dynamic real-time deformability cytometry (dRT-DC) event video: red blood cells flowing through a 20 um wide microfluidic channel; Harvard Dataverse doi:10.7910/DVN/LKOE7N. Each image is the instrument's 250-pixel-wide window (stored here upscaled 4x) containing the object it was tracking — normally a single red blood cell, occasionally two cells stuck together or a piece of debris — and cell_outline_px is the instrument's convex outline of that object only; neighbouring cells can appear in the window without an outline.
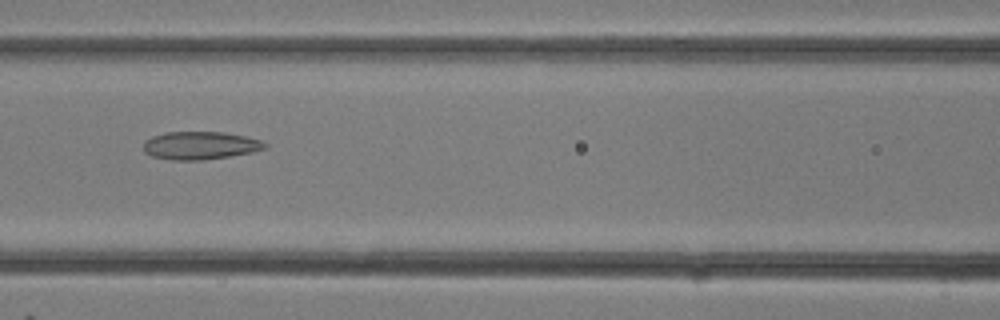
{"species": "common noctule bat (a hibernating species)", "species_latin": "Nyctalus noctula", "temperature_condition": "room temperature", "stored_images_in_passage": 21, "camera_frame_rate_fps": 3000, "um_per_image_px": 0.085, "animal": {"sex": "female"}, "frame": {"image": 1, "passage_image": 14, "time_ms": 4.333, "image_size_px": [1000, 320], "cell_outline_px": [[268, 148], [252, 152], [204, 160], [172, 160], [152, 156], [144, 152], [144, 140], [152, 136], [168, 132], [224, 132], [264, 140], [268, 144]], "centroid_in_image_um": [17.05, 12.36], "position_along_channel_um": 149.6, "area_um2": 19.88}}
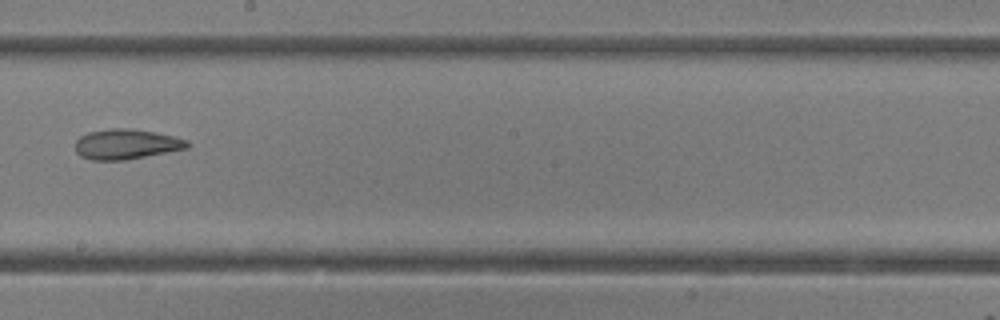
{"frame": {"image": 2, "passage_image": 18, "time_ms": 5.667, "image_size_px": [1000, 320], "cell_outline_px": [[192, 144], [188, 148], [124, 160], [92, 160], [80, 156], [76, 152], [76, 140], [80, 136], [88, 132], [108, 128], [132, 128], [172, 136], [188, 140]], "centroid_in_image_um": [10.72, 12.25], "position_along_channel_um": 237.5, "area_um2": 19.65}}
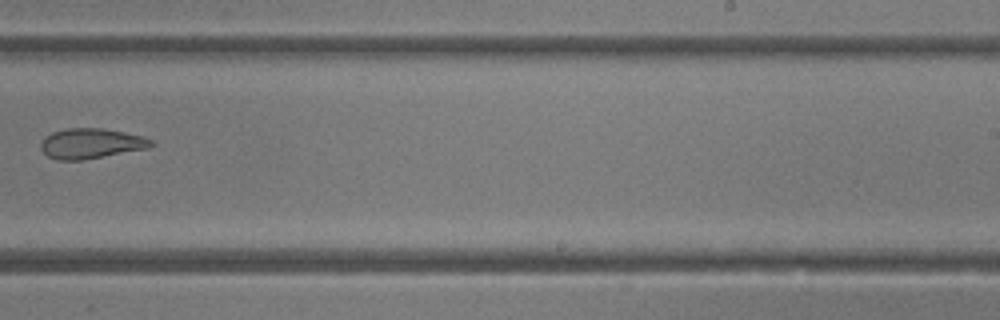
{"frame": {"image": 3, "passage_image": 20, "time_ms": 6.333, "image_size_px": [1000, 320], "cell_outline_px": [[156, 144], [148, 148], [84, 160], [60, 160], [48, 156], [40, 148], [40, 144], [52, 132], [68, 128], [100, 128], [124, 132], [140, 136], [152, 140]], "centroid_in_image_um": [7.76, 12.2], "position_along_channel_um": 281.2, "area_um2": 19.19}}